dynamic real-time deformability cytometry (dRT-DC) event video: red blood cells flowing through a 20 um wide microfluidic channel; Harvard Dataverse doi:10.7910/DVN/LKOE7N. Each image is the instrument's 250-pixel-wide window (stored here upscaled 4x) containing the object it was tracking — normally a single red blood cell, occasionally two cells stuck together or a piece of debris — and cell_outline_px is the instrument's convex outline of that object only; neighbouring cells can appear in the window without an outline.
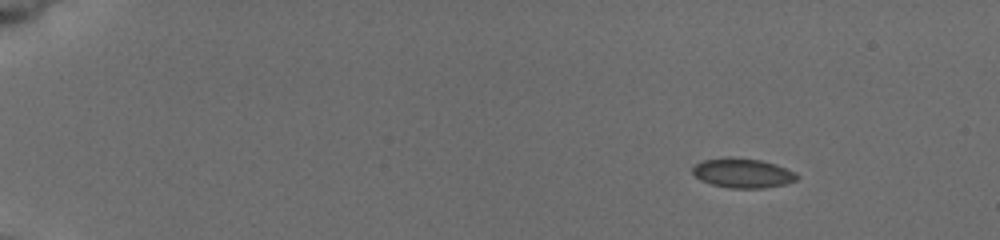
{"species": "common noctule bat (a hibernating species)", "species_latin": "Nyctalus noctula", "temperature_condition": "cold", "stored_images_in_passage": 7, "camera_frame_rate_fps": 3000, "um_per_image_px": 0.085, "animal": {"sex": "female", "body_mass_g": 19.5, "forearm_length_mm": 54.1}, "frame": {"image": 1, "passage_image": 1, "time_ms": 0.0, "image_size_px": [1000, 240], "cell_outline_px": [[800, 176], [796, 180], [784, 184], [764, 188], [732, 188], [712, 184], [700, 180], [692, 172], [692, 168], [696, 164], [704, 160], [728, 156], [732, 156], [760, 160], [776, 164], [796, 172]], "centroid_in_image_um": [63.14, 14.7], "position_along_channel_um": 21.9, "area_um2": 18.03}}
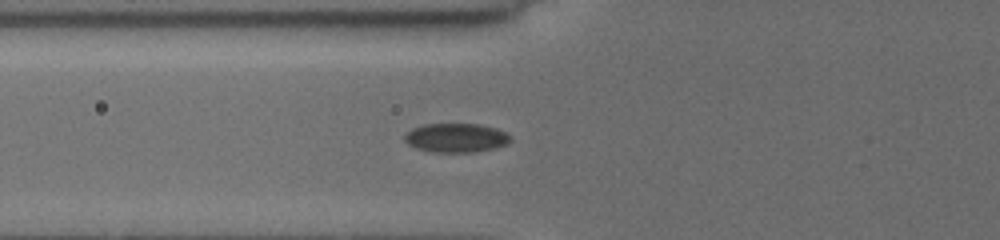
{"frame": {"image": 2, "passage_image": 7, "time_ms": 5.0, "image_size_px": [1000, 240], "cell_outline_px": [[512, 140], [508, 144], [476, 152], [432, 152], [416, 148], [408, 144], [404, 140], [404, 136], [412, 128], [424, 124], [476, 124], [496, 128], [504, 132]], "centroid_in_image_um": [38.74, 11.72], "position_along_channel_um": 87.1, "area_um2": 17.8}}